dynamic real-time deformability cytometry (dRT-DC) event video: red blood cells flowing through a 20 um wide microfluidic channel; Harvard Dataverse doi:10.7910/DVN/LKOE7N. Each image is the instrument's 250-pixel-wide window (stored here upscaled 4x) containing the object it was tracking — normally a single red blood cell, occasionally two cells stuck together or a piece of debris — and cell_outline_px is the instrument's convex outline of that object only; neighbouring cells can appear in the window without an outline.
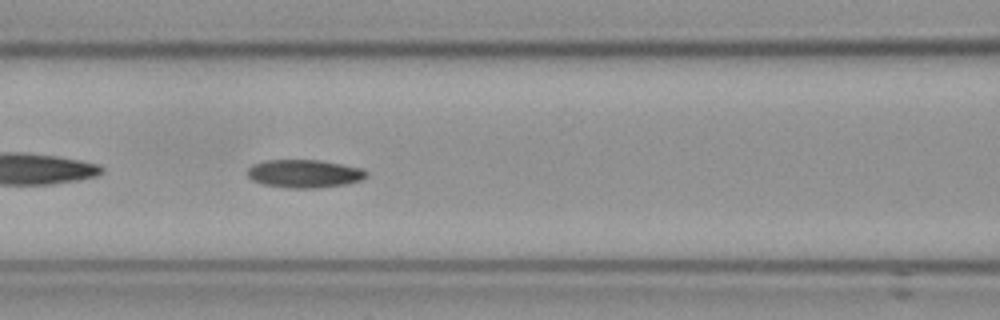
{"species": "Egyptian fruit bat (a non-hibernating species)", "species_latin": "Rousettus aegyptiacus", "temperature_condition": "cold", "stored_images_in_passage": 40, "camera_frame_rate_fps": 3000, "um_per_image_px": 0.085, "frame": {"image": 1, "passage_image": 7, "time_ms": 2.0, "image_size_px": [1000, 320], "cell_outline_px": [[368, 176], [360, 180], [344, 184], [316, 188], [288, 188], [264, 184], [252, 180], [248, 176], [248, 168], [252, 164], [264, 160], [320, 160], [360, 168], [368, 172]], "centroid_in_image_um": [25.84, 14.75], "position_along_channel_um": 140.8, "area_um2": 19.36}}